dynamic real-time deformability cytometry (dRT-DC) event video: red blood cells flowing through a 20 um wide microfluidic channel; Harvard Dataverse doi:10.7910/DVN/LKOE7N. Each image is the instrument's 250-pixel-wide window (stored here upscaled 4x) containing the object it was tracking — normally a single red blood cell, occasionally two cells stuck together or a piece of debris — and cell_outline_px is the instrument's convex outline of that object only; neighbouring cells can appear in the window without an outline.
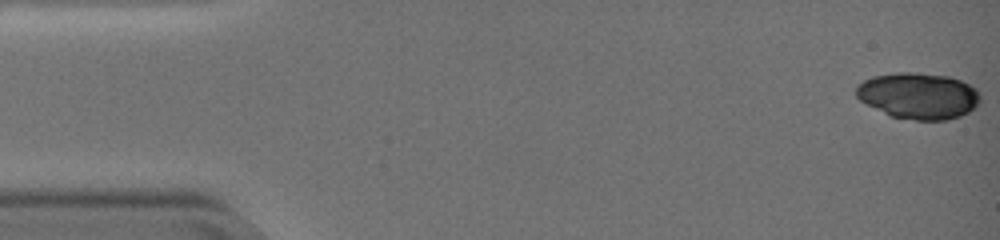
{"species": "common noctule bat (a hibernating species)", "species_latin": "Nyctalus noctula", "temperature_condition": "warm", "stored_images_in_passage": 57, "camera_frame_rate_fps": 3000, "um_per_image_px": 0.085, "animal": {"sex": "female", "body_mass_g": 19.0, "forearm_length_mm": 51.5}, "frame": {"image": 1, "passage_image": 1, "time_ms": 0.0, "image_size_px": [1000, 240], "cell_outline_px": [[980, 100], [976, 108], [960, 116], [948, 120], [916, 120], [888, 116], [860, 100], [856, 96], [856, 84], [872, 76], [896, 72], [916, 72], [948, 76], [960, 80], [976, 88], [980, 92]], "centroid_in_image_um": [78.06, 8.14], "position_along_channel_um": 6.9, "area_um2": 33.81}}